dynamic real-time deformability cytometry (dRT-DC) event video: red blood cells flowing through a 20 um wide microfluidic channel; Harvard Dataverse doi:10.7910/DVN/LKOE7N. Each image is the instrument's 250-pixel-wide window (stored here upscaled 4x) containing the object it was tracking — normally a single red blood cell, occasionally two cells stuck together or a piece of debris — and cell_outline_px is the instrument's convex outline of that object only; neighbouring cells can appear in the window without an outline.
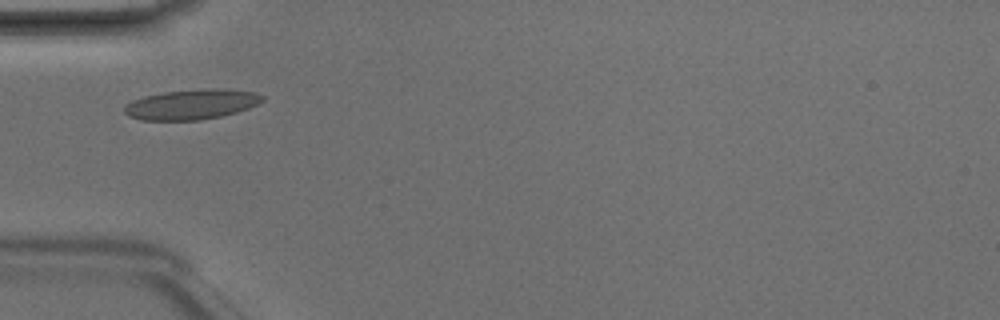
{"species": "Egyptian fruit bat (a non-hibernating species)", "species_latin": "Rousettus aegyptiacus", "temperature_condition": "room temperature", "stored_images_in_passage": 1, "camera_frame_rate_fps": 3000, "um_per_image_px": 0.085, "animal": {"sex": "male"}, "frame": {"image": 1, "passage_image": 1, "time_ms": 0.0, "image_size_px": [1000, 320], "cell_outline_px": [[264, 100], [248, 108], [236, 112], [220, 116], [200, 120], [140, 120], [128, 116], [124, 112], [124, 104], [132, 100], [144, 96], [164, 92], [212, 88], [216, 88], [256, 92], [264, 96]], "centroid_in_image_um": [16.25, 8.87], "position_along_channel_um": 68.8, "area_um2": 24.16}}